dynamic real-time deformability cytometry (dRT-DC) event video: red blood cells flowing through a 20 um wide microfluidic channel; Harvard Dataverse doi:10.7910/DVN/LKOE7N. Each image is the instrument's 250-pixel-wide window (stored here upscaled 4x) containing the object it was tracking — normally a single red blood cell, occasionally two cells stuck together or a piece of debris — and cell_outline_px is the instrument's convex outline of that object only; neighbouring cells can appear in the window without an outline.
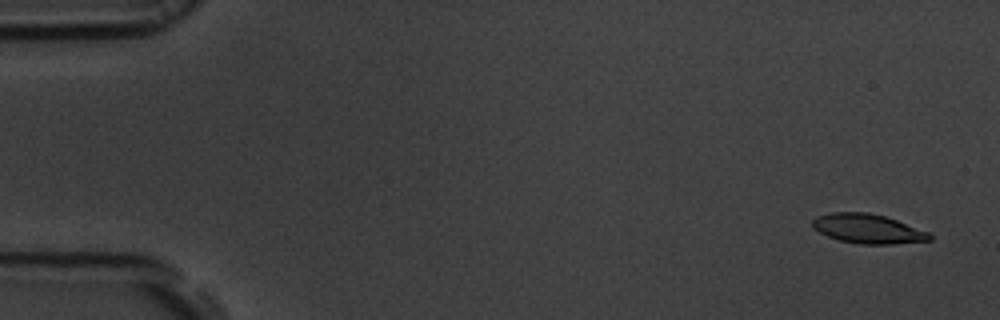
{"species": "common noctule bat (a hibernating species)", "species_latin": "Nyctalus noctula", "temperature_condition": "room temperature", "stored_images_in_passage": 55, "camera_frame_rate_fps": 3000, "um_per_image_px": 0.085, "animal": {"sex": "male", "body_mass_g": 19.5, "forearm_length_mm": 54.6}, "frame": {"image": 1, "passage_image": 3, "time_ms": 0.667, "image_size_px": [1000, 320], "cell_outline_px": [[932, 240], [892, 244], [860, 244], [840, 240], [828, 236], [812, 228], [812, 220], [816, 216], [832, 212], [868, 212], [884, 216], [896, 220], [928, 232], [932, 236]], "centroid_in_image_um": [73.74, 19.44], "position_along_channel_um": 11.3, "area_um2": 19.94}}
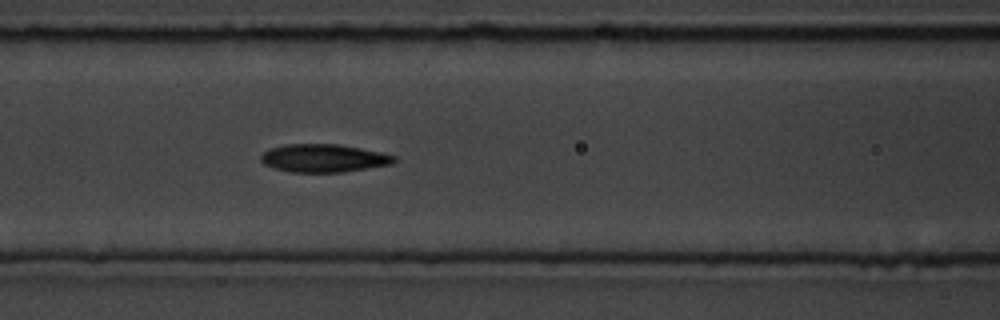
{"frame": {"image": 2, "passage_image": 24, "time_ms": 7.667, "image_size_px": [1000, 320], "cell_outline_px": [[396, 160], [392, 164], [344, 172], [292, 172], [276, 168], [264, 164], [260, 160], [260, 156], [268, 148], [284, 144], [340, 144], [380, 152], [396, 156]], "centroid_in_image_um": [27.5, 13.44], "position_along_channel_um": 139.1, "area_um2": 21.79}}
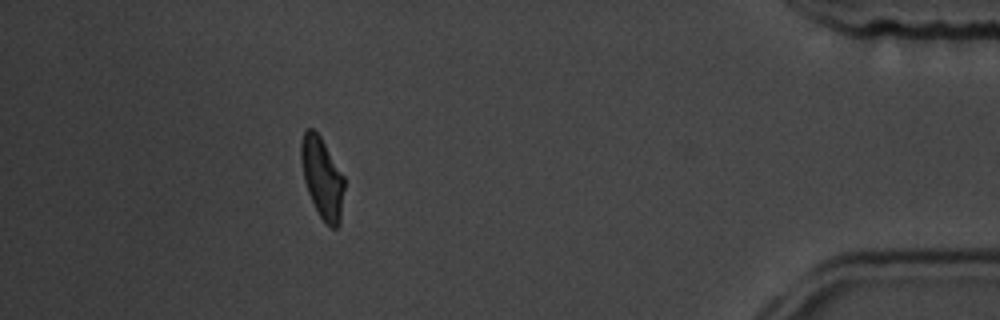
{"frame": {"image": 3, "passage_image": 50, "time_ms": 16.333, "image_size_px": [1000, 320], "cell_outline_px": [[344, 188], [340, 224], [336, 228], [332, 228], [320, 216], [308, 192], [304, 180], [300, 156], [300, 144], [304, 132], [308, 128], [312, 128], [320, 136], [344, 176]], "centroid_in_image_um": [27.39, 15.1], "position_along_channel_um": 407.8, "area_um2": 20.11}, "authors_computed_cell_mechanics": {"area_um2": 21.097, "velocity_mm_per_s": 3.7081, "shape_relaxation_time_tau1_ms": 4.1465, "shape_relaxation_time_tau2_ms": 2.9831, "deformation_change_tau1": 0.1735, "deformation_change_tau2": 0.107}}